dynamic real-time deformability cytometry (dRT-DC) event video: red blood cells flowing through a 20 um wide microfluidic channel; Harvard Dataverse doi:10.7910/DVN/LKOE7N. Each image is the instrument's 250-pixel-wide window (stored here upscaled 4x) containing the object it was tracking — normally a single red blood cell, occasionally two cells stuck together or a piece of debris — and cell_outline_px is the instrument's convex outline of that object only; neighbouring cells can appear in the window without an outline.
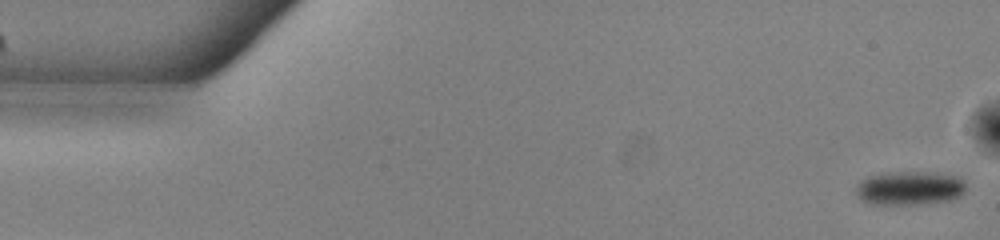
{"species": "common noctule bat (a hibernating species)", "species_latin": "Nyctalus noctula", "temperature_condition": "warm", "stored_images_in_passage": 53, "camera_frame_rate_fps": 3000, "um_per_image_px": 0.085, "animal": {"sex": "male", "body_mass_g": 13.0, "forearm_length_mm": 53.1}, "frame": {"image": 1, "passage_image": 1, "time_ms": 0.0, "image_size_px": [1000, 240], "cell_outline_px": [[964, 192], [960, 196], [952, 200], [920, 204], [868, 204], [860, 200], [856, 196], [856, 184], [860, 180], [872, 176], [888, 172], [924, 172], [956, 176], [964, 180]], "centroid_in_image_um": [77.28, 16.0], "position_along_channel_um": 7.7, "area_um2": 21.73}}
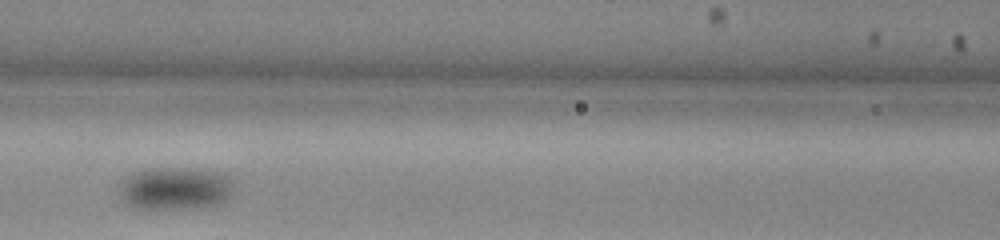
{"frame": {"image": 2, "passage_image": 23, "time_ms": 7.333, "image_size_px": [1000, 240], "cell_outline_px": [[232, 192], [224, 200], [216, 204], [156, 212], [148, 212], [136, 208], [128, 204], [120, 192], [124, 180], [132, 172], [144, 168], [184, 168], [224, 172], [228, 176], [232, 184]], "centroid_in_image_um": [14.86, 16.03], "position_along_channel_um": 151.7, "area_um2": 28.78}}
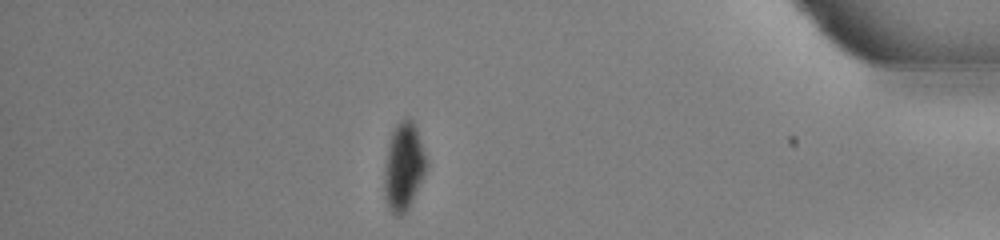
{"frame": {"image": 3, "passage_image": 46, "time_ms": 15.0, "image_size_px": [1000, 240], "cell_outline_px": [[428, 164], [412, 200], [408, 208], [400, 216], [396, 216], [392, 212], [388, 204], [384, 188], [384, 172], [388, 144], [392, 132], [396, 124], [404, 116], [408, 116], [412, 120], [416, 128]], "centroid_in_image_um": [34.3, 14.11], "position_along_channel_um": 400.9, "area_um2": 21.1}}